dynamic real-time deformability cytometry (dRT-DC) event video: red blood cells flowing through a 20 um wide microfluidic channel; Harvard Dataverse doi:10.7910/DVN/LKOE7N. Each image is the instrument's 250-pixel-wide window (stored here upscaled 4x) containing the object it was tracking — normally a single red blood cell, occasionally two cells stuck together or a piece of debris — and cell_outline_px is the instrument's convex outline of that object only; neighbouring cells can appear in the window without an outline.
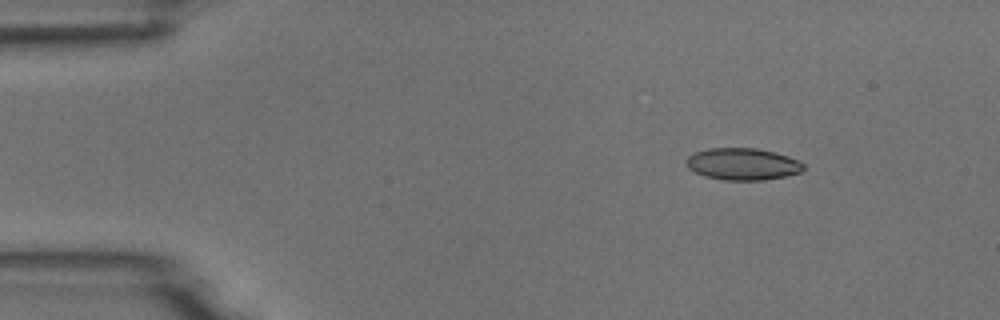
{"species": "common noctule bat (a hibernating species)", "species_latin": "Nyctalus noctula", "temperature_condition": "room temperature", "stored_images_in_passage": 4, "camera_frame_rate_fps": 3000, "um_per_image_px": 0.085, "animal": {"sex": "male", "body_mass_g": 18.8}, "frame": {"image": 1, "passage_image": 2, "time_ms": 1.333, "image_size_px": [1000, 320], "cell_outline_px": [[804, 168], [800, 172], [784, 176], [764, 180], [724, 180], [704, 176], [688, 168], [688, 156], [696, 152], [708, 148], [756, 148], [776, 152], [788, 156], [804, 164]], "centroid_in_image_um": [63.14, 13.94], "position_along_channel_um": 21.9, "area_um2": 21.62}}